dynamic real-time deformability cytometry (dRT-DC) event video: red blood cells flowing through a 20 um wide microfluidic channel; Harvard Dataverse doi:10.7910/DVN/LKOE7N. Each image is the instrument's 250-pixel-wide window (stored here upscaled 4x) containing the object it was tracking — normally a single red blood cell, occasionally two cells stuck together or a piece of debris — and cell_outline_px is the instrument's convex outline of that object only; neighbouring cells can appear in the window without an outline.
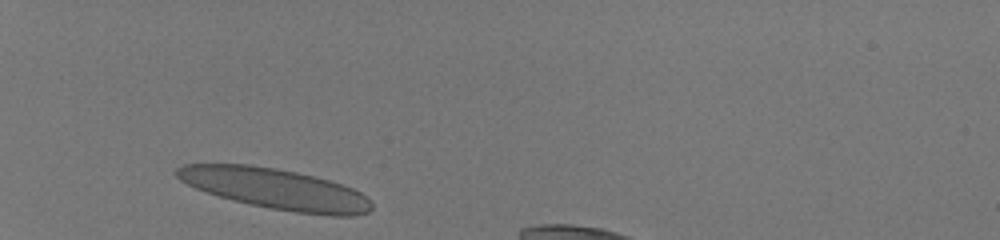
{"species": "human", "species_latin": "Homo sapiens", "temperature_condition": "room temperature", "stored_images_in_passage": 29, "camera_frame_rate_fps": 3000, "um_per_image_px": 0.085, "donor": {"sex": "male"}, "frame": {"image": 1, "passage_image": 1, "time_ms": 0.0, "image_size_px": [1000, 240], "cell_outline_px": [[372, 208], [368, 212], [352, 216], [332, 216], [296, 212], [272, 208], [232, 200], [196, 188], [180, 180], [176, 176], [176, 168], [184, 164], [248, 164], [276, 168], [296, 172], [328, 180], [352, 188], [360, 192], [372, 204]], "centroid_in_image_um": [23.41, 16.05], "position_along_channel_um": 61.6, "area_um2": 45.6}}
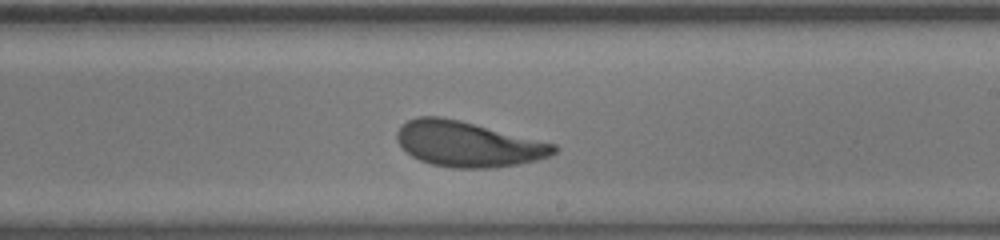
{"frame": {"image": 2, "passage_image": 17, "time_ms": 5.333, "image_size_px": [1000, 240], "cell_outline_px": [[556, 152], [548, 156], [536, 160], [520, 164], [496, 168], [452, 168], [432, 164], [420, 160], [412, 156], [396, 140], [396, 132], [408, 120], [416, 116], [440, 116], [460, 120], [556, 144]], "centroid_in_image_um": [39.77, 12.25], "position_along_channel_um": 249.2, "area_um2": 41.33}}
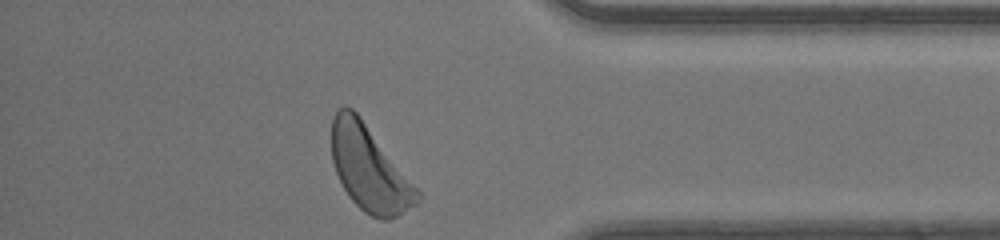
{"frame": {"image": 3, "passage_image": 29, "time_ms": 9.333, "image_size_px": [1000, 240], "cell_outline_px": [[420, 200], [416, 204], [396, 216], [388, 220], [380, 220], [364, 212], [348, 196], [336, 172], [332, 160], [332, 116], [340, 108], [352, 108], [356, 112], [420, 192]], "centroid_in_image_um": [31.38, 14.36], "position_along_channel_um": 403.8, "area_um2": 41.5}, "authors_computed_cell_mechanics": {"area_um2": 41.5004, "velocity_mm_per_s": 4.1182, "shape_relaxation_time_tau1_ms": 2.0172, "shape_relaxation_time_tau2_ms": 1.1368, "deformation_change_tau1": 0.1411, "deformation_change_tau2": 0.0787}}